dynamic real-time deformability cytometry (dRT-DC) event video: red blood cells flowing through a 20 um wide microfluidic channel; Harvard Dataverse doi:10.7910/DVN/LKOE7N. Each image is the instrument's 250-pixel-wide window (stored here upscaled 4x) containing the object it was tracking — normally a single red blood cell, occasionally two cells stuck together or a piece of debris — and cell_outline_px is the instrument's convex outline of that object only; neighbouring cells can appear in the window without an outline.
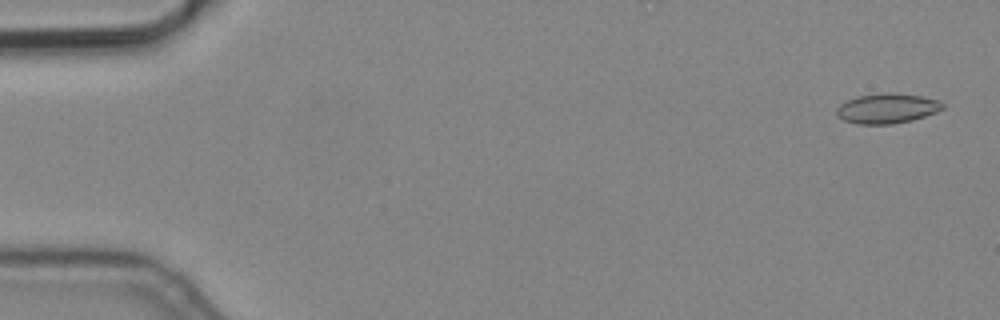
{"species": "common noctule bat (a hibernating species)", "species_latin": "Nyctalus noctula", "temperature_condition": "cold", "stored_images_in_passage": 5, "camera_frame_rate_fps": 3000, "um_per_image_px": 0.085, "animal": {"sex": "male", "body_mass_g": 19.2, "forearm_length_mm": 51.8}, "frame": {"image": 1, "passage_image": 1, "time_ms": 0.0, "image_size_px": [1000, 320], "cell_outline_px": [[944, 108], [936, 112], [912, 120], [892, 124], [856, 124], [844, 120], [836, 116], [836, 108], [840, 104], [848, 100], [860, 96], [884, 92], [892, 92], [924, 96], [936, 100], [944, 104]], "centroid_in_image_um": [75.39, 9.21], "position_along_channel_um": 9.6, "area_um2": 18.55}}
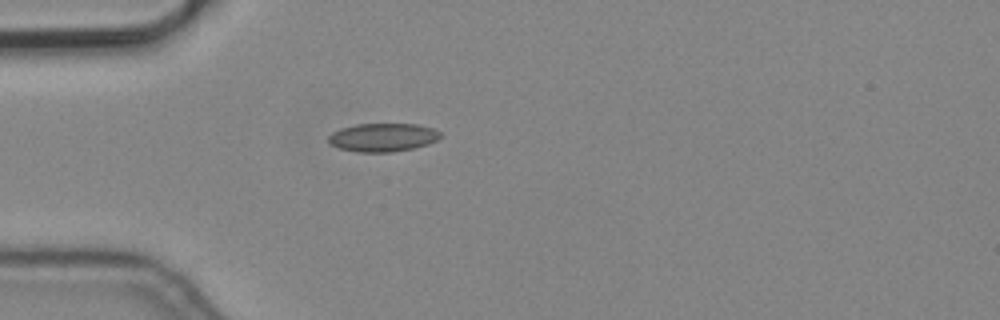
{"frame": {"image": 2, "passage_image": 5, "time_ms": 1.333, "image_size_px": [1000, 320], "cell_outline_px": [[440, 136], [436, 140], [428, 144], [412, 148], [392, 152], [356, 152], [340, 148], [328, 144], [328, 136], [332, 132], [340, 128], [356, 124], [416, 124], [432, 128], [440, 132]], "centroid_in_image_um": [32.49, 11.68], "position_along_channel_um": 52.5, "area_um2": 18.5}}